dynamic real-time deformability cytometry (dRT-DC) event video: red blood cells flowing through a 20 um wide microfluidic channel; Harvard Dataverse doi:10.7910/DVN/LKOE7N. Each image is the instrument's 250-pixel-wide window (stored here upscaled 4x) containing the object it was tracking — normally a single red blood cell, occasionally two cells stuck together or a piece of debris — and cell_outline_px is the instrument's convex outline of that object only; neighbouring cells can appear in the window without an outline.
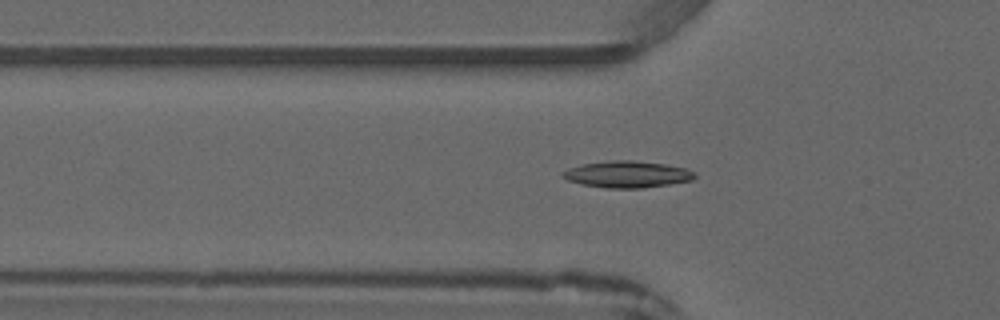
{"species": "common noctule bat (a hibernating species)", "species_latin": "Nyctalus noctula", "temperature_condition": "warm", "stored_images_in_passage": 4, "camera_frame_rate_fps": 3000, "um_per_image_px": 0.085, "animal": {"sex": "male", "forearm_length_mm": 52.5}, "frame": {"image": 1, "passage_image": 4, "time_ms": 3.667, "image_size_px": [1000, 320], "cell_outline_px": [[696, 176], [692, 180], [644, 188], [604, 188], [580, 184], [568, 180], [560, 176], [560, 172], [568, 168], [580, 164], [612, 160], [632, 160], [664, 164], [684, 168], [696, 172]], "centroid_in_image_um": [53.26, 14.82], "position_along_channel_um": 72.5, "area_um2": 20.63}}